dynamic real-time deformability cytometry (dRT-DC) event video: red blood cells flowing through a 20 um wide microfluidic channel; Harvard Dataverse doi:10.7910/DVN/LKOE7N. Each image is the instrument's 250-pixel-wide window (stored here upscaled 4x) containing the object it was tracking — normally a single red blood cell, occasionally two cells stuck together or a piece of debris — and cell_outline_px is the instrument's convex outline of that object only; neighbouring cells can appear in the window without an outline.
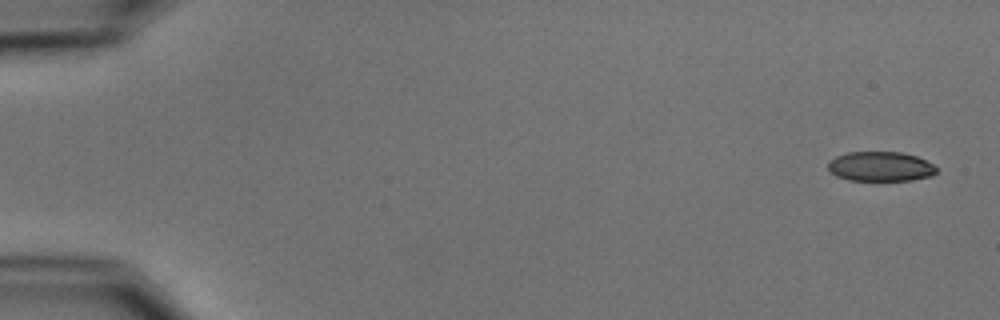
{"species": "common noctule bat (a hibernating species)", "species_latin": "Nyctalus noctula", "temperature_condition": "cold", "stored_images_in_passage": 53, "camera_frame_rate_fps": 3000, "um_per_image_px": 0.085, "animal": {"sex": "male", "body_mass_g": 15.6}, "frame": {"image": 1, "passage_image": 1, "time_ms": 0.0, "image_size_px": [1000, 320], "cell_outline_px": [[936, 172], [932, 176], [912, 180], [848, 180], [836, 176], [828, 168], [828, 160], [836, 156], [848, 152], [900, 152], [916, 156], [932, 164], [936, 168]], "centroid_in_image_um": [74.82, 14.15], "position_along_channel_um": 10.2, "area_um2": 18.67}}
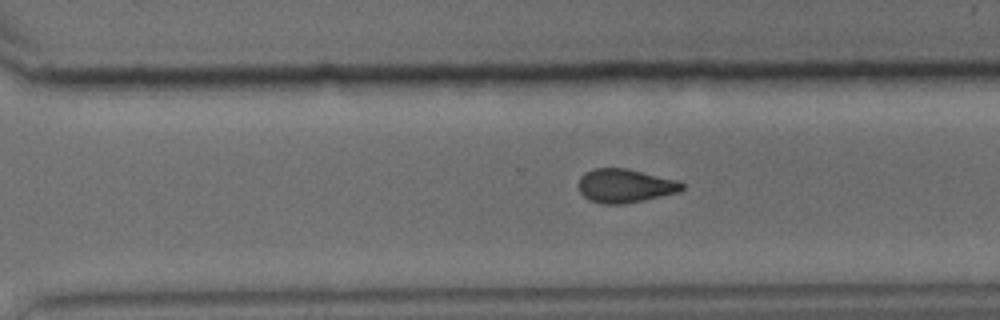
{"frame": {"image": 2, "passage_image": 37, "time_ms": 12.0, "image_size_px": [1000, 320], "cell_outline_px": [[684, 188], [680, 192], [624, 204], [604, 204], [592, 200], [584, 196], [580, 192], [576, 184], [580, 176], [584, 172], [592, 168], [628, 168], [680, 180], [684, 184]], "centroid_in_image_um": [53.13, 15.77], "position_along_channel_um": 317.5, "area_um2": 20.69}}
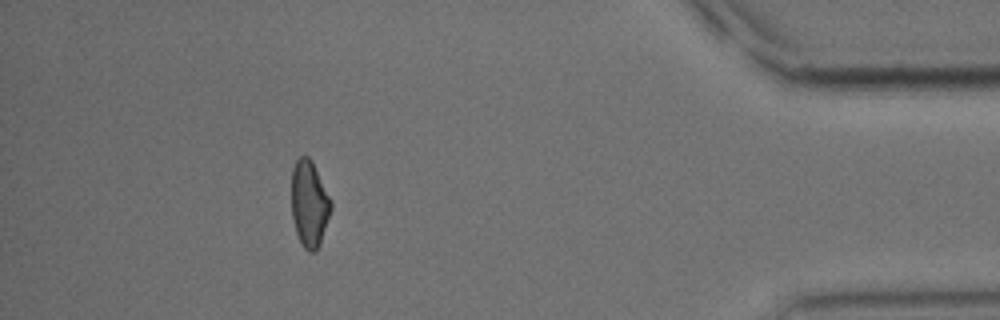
{"frame": {"image": 3, "passage_image": 48, "time_ms": 15.667, "image_size_px": [1000, 320], "cell_outline_px": [[332, 208], [320, 244], [316, 252], [308, 252], [304, 248], [296, 232], [292, 216], [292, 168], [296, 160], [300, 156], [308, 156], [312, 160], [332, 200]], "centroid_in_image_um": [26.31, 17.31], "position_along_channel_um": 408.9, "area_um2": 20.0}, "authors_computed_cell_mechanics": {"area_um2": 20.6924, "velocity_mm_per_s": 3.7488, "shape_relaxation_time_tau1_ms": 9.4189, "shape_relaxation_time_tau2_ms": 3.6584, "deformation_change_tau1": 0.1736, "deformation_change_tau2": 0.0986}}